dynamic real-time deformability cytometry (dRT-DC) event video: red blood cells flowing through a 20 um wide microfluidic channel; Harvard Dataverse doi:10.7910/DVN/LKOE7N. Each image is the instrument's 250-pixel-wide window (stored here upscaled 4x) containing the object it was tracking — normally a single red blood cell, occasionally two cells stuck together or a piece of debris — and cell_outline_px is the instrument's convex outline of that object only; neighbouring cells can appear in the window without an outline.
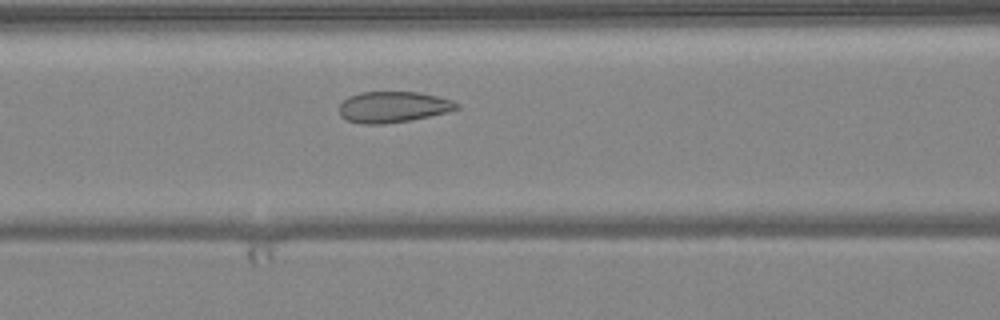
{"species": "common noctule bat (a hibernating species)", "species_latin": "Nyctalus noctula", "temperature_condition": "warm", "stored_images_in_passage": 35, "camera_frame_rate_fps": 3000, "um_per_image_px": 0.085, "animal": {"sex": "female", "body_mass_g": 24.6, "forearm_length_mm": 56.2}, "frame": {"image": 1, "passage_image": 6, "time_ms": 1.667, "image_size_px": [1000, 320], "cell_outline_px": [[460, 108], [448, 112], [408, 120], [384, 124], [360, 124], [348, 120], [340, 116], [340, 104], [348, 96], [360, 92], [420, 92], [452, 100], [460, 104]], "centroid_in_image_um": [33.41, 9.09], "position_along_channel_um": 133.2, "area_um2": 21.21}}
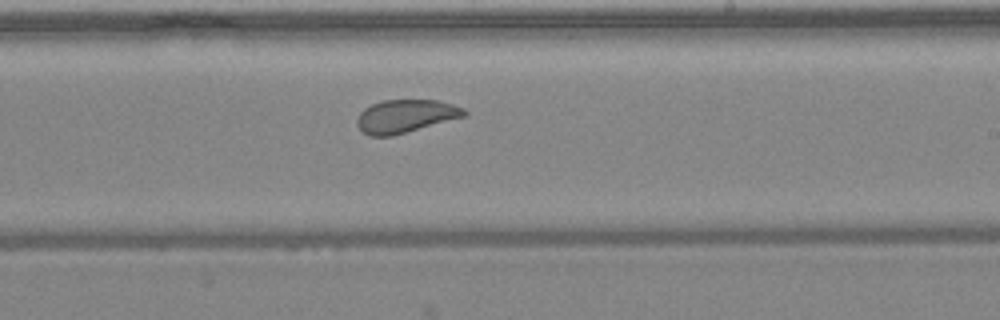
{"frame": {"image": 2, "passage_image": 15, "time_ms": 4.667, "image_size_px": [1000, 320], "cell_outline_px": [[468, 116], [392, 136], [368, 136], [356, 124], [356, 120], [360, 112], [364, 108], [372, 104], [384, 100], [436, 100], [452, 104], [464, 108], [468, 112]], "centroid_in_image_um": [34.5, 9.88], "position_along_channel_um": 254.5, "area_um2": 20.81}}
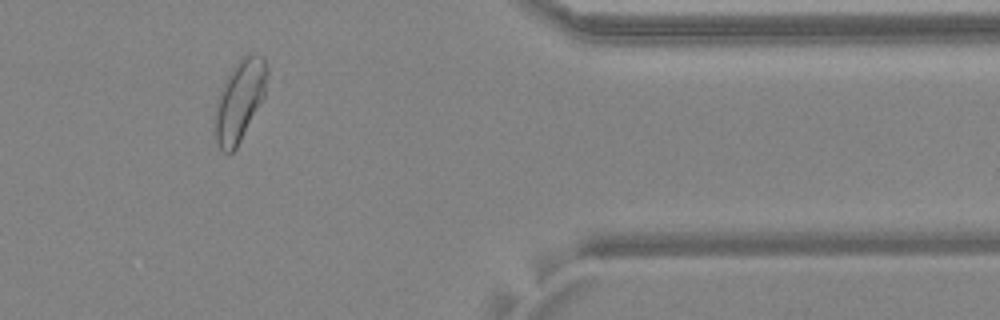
{"frame": {"image": 3, "passage_image": 27, "time_ms": 8.667, "image_size_px": [1000, 320], "cell_outline_px": [[268, 72], [264, 96], [236, 148], [228, 156], [220, 148], [216, 140], [212, 128], [216, 100], [232, 68], [248, 52], [256, 52], [264, 56], [268, 68]], "centroid_in_image_um": [20.35, 8.54], "position_along_channel_um": 391.0, "area_um2": 24.85}, "authors_computed_cell_mechanics": {"area_um2": 21.9062, "velocity_mm_per_s": 4.048, "shape_relaxation_time_tau1_ms": 4.7836, "shape_relaxation_time_tau2_ms": 0.603, "deformation_change_tau1": 0.1205, "deformation_change_tau2": 0.0656}}